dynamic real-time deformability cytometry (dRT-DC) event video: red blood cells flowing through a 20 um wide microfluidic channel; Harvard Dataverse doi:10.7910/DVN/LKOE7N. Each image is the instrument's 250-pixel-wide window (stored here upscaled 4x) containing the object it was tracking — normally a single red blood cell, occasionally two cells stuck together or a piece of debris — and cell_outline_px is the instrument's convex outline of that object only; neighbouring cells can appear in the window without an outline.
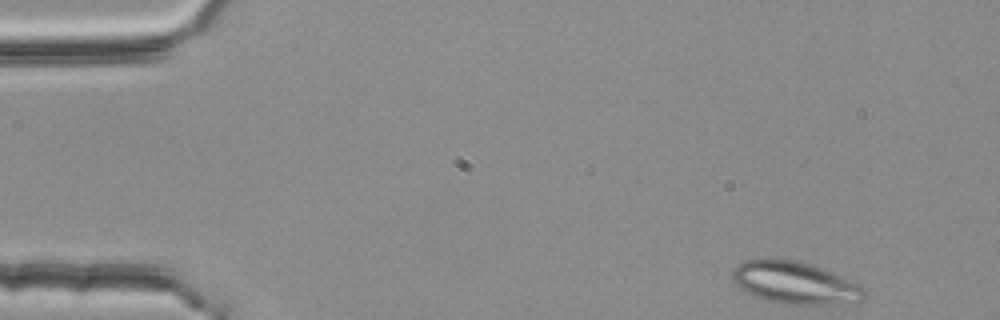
{"species": "common noctule bat (a hibernating species)", "species_latin": "Nyctalus noctula", "temperature_condition": "room temperature", "stored_images_in_passage": 47, "segment_of_instrument_passage": [1, 2], "camera_frame_rate_fps": 3000, "um_per_image_px": 0.085, "animal": {"sex": "female", "body_mass_g": 25.1}, "frame": {"image": 1, "passage_image": 1, "time_ms": 0.0, "image_size_px": [1000, 320], "cell_outline_px": [[864, 300], [860, 304], [780, 304], [752, 296], [740, 288], [732, 280], [732, 268], [744, 260], [768, 256], [800, 260], [812, 264], [840, 276], [856, 284], [864, 292]], "centroid_in_image_um": [67.5, 24.02], "position_along_channel_um": 17.5, "area_um2": 33.23}}